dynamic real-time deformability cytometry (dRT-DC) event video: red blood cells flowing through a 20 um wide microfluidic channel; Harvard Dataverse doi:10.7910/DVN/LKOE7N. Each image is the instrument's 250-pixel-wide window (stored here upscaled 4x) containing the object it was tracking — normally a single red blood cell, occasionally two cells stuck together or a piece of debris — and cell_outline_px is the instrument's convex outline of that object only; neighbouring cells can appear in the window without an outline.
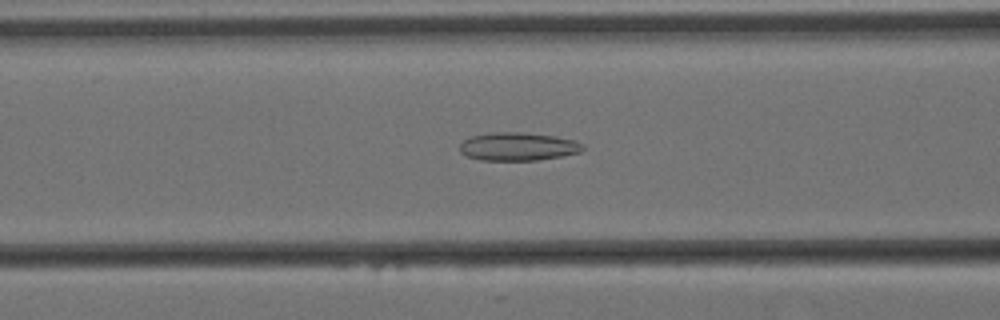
{"species": "Egyptian fruit bat (a non-hibernating species)", "species_latin": "Rousettus aegyptiacus", "temperature_condition": "cold", "stored_images_in_passage": 57, "camera_frame_rate_fps": 3000, "um_per_image_px": 0.085, "animal": {"sex": "female"}, "frame": {"image": 1, "passage_image": 21, "time_ms": 6.667, "image_size_px": [1000, 320], "cell_outline_px": [[584, 148], [580, 152], [560, 156], [536, 160], [480, 160], [468, 156], [460, 152], [460, 144], [468, 136], [496, 132], [524, 132], [556, 136], [576, 140], [584, 144]], "centroid_in_image_um": [44.04, 12.44], "position_along_channel_um": 122.6, "area_um2": 20.29}}
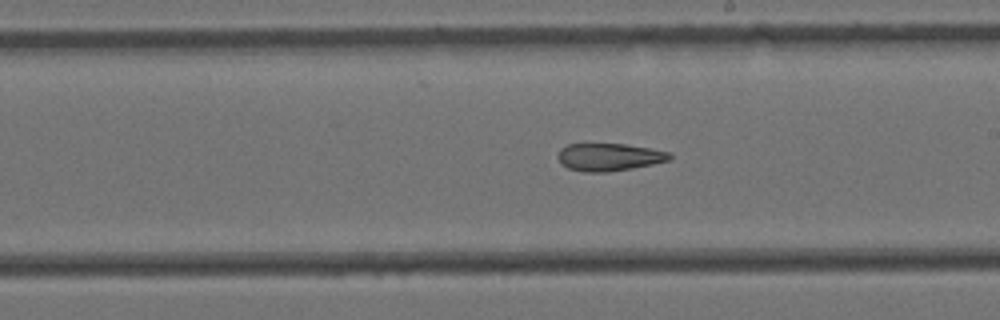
{"frame": {"image": 2, "passage_image": 31, "time_ms": 10.0, "image_size_px": [1000, 320], "cell_outline_px": [[672, 156], [668, 160], [652, 164], [632, 168], [608, 172], [584, 172], [568, 168], [560, 164], [556, 156], [560, 148], [568, 144], [624, 144], [648, 148], [668, 152]], "centroid_in_image_um": [51.7, 13.35], "position_along_channel_um": 237.3, "area_um2": 17.92}}
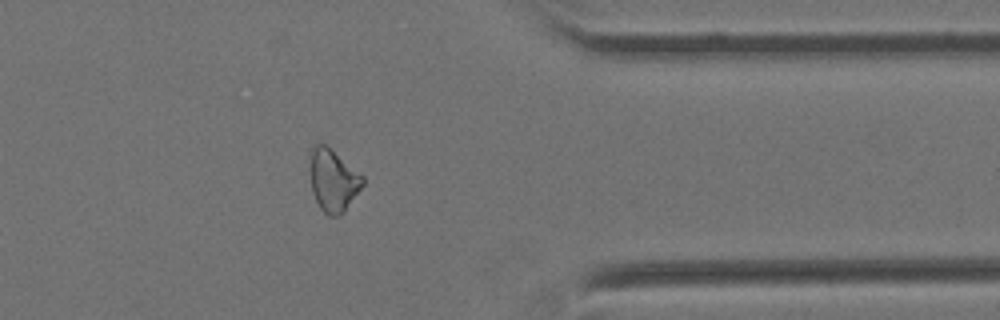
{"frame": {"image": 3, "passage_image": 45, "time_ms": 14.667, "image_size_px": [1000, 320], "cell_outline_px": [[364, 184], [344, 212], [340, 216], [328, 216], [320, 208], [312, 192], [312, 144], [324, 144], [364, 176]], "centroid_in_image_um": [28.35, 15.38], "position_along_channel_um": 383.0, "area_um2": 18.61}, "authors_computed_cell_mechanics": {"area_um2": 21.0392, "velocity_mm_per_s": 3.4453, "shape_relaxation_time_tau1_ms": null, "shape_relaxation_time_tau2_ms": 8.6415, "deformation_change_tau1": null, "deformation_change_tau2": 0.2027}}